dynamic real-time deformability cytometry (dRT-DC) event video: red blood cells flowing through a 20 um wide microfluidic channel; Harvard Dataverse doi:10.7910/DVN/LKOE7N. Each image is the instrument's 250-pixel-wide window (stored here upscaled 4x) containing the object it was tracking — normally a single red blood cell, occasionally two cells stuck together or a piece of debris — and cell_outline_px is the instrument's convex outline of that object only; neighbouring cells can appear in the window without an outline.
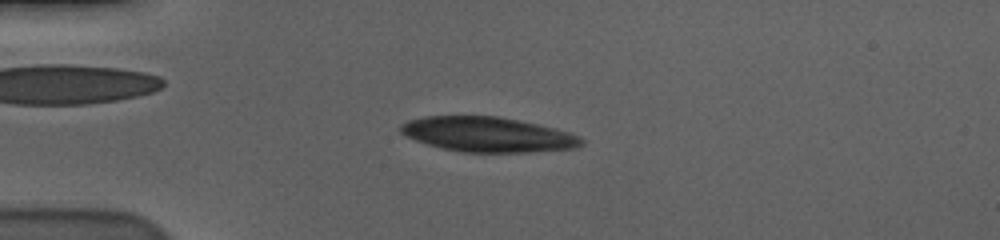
{"species": "human", "species_latin": "Homo sapiens", "temperature_condition": "cold", "stored_images_in_passage": 58, "camera_frame_rate_fps": 3000, "um_per_image_px": 0.085, "donor": {"sex": "male"}, "frame": {"image": 1, "passage_image": 15, "time_ms": 4.667, "image_size_px": [1000, 240], "cell_outline_px": [[584, 144], [576, 148], [528, 152], [464, 152], [444, 148], [428, 144], [404, 136], [400, 132], [400, 124], [408, 120], [424, 116], [496, 116], [536, 124], [568, 132], [580, 136], [584, 140]], "centroid_in_image_um": [41.44, 11.43], "position_along_channel_um": 43.6, "area_um2": 36.53}}
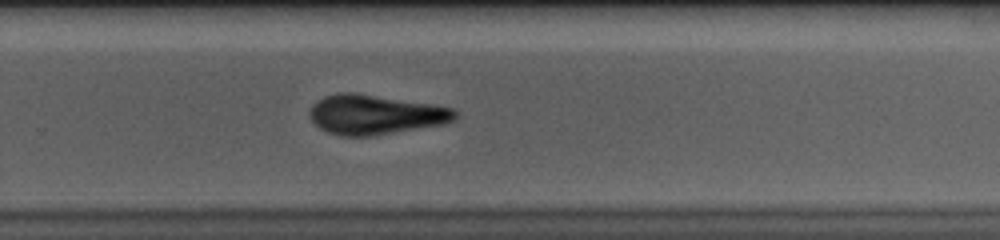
{"frame": {"image": 2, "passage_image": 39, "time_ms": 12.667, "image_size_px": [1000, 240], "cell_outline_px": [[460, 112], [456, 120], [440, 124], [376, 136], [340, 136], [328, 132], [320, 128], [308, 116], [308, 112], [312, 104], [316, 100], [324, 96], [340, 92], [352, 92], [432, 104], [456, 108]], "centroid_in_image_um": [31.89, 9.74], "position_along_channel_um": 297.9, "area_um2": 33.87}}
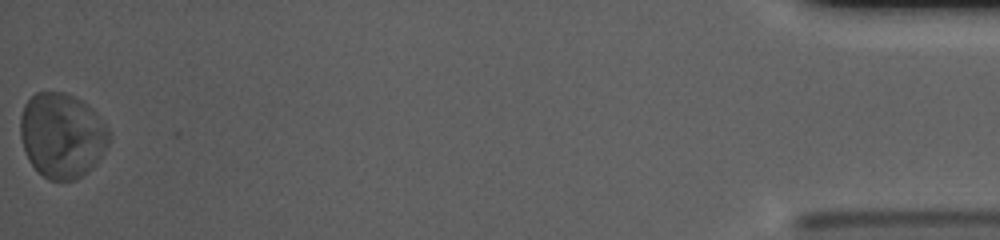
{"frame": {"image": 3, "passage_image": 58, "time_ms": 19.0, "image_size_px": [1000, 240], "cell_outline_px": [[112, 136], [108, 144], [100, 156], [76, 180], [48, 180], [36, 172], [28, 160], [24, 152], [20, 136], [20, 116], [24, 104], [36, 92], [64, 92], [80, 100], [108, 128]], "centroid_in_image_um": [5.2, 11.52], "position_along_channel_um": 430.0, "area_um2": 43.52}, "authors_computed_cell_mechanics": {"area_um2": 37.4833, "velocity_mm_per_s": 3.5404, "shape_relaxation_time_tau1_ms": 3.0705, "shape_relaxation_time_tau2_ms": 7.7433, "deformation_change_tau1": 0.1252, "deformation_change_tau2": 0.14}}